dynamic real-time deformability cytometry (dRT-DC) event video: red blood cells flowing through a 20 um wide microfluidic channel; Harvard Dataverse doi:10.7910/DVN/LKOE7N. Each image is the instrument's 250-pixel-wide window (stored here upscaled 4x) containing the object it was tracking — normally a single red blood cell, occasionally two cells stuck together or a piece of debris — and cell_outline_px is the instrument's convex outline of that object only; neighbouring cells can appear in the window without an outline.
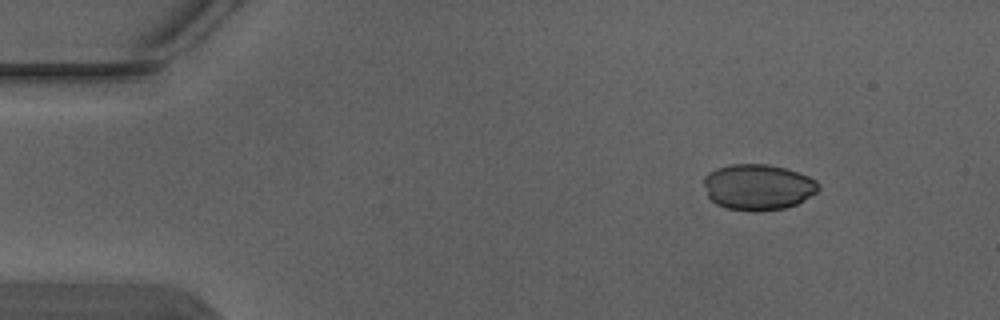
{"species": "Egyptian fruit bat (a non-hibernating species)", "species_latin": "Rousettus aegyptiacus", "temperature_condition": "warm", "stored_images_in_passage": 3, "camera_frame_rate_fps": 3000, "um_per_image_px": 0.085, "animal": {"sex": "male"}, "frame": {"image": 1, "passage_image": 1, "time_ms": 0.0, "image_size_px": [1000, 320], "cell_outline_px": [[820, 188], [816, 192], [796, 204], [784, 208], [728, 208], [716, 204], [708, 196], [704, 184], [704, 176], [708, 172], [716, 168], [728, 164], [768, 164], [784, 168], [808, 176], [816, 180], [820, 184]], "centroid_in_image_um": [64.42, 15.84], "position_along_channel_um": 20.6, "area_um2": 29.82}}